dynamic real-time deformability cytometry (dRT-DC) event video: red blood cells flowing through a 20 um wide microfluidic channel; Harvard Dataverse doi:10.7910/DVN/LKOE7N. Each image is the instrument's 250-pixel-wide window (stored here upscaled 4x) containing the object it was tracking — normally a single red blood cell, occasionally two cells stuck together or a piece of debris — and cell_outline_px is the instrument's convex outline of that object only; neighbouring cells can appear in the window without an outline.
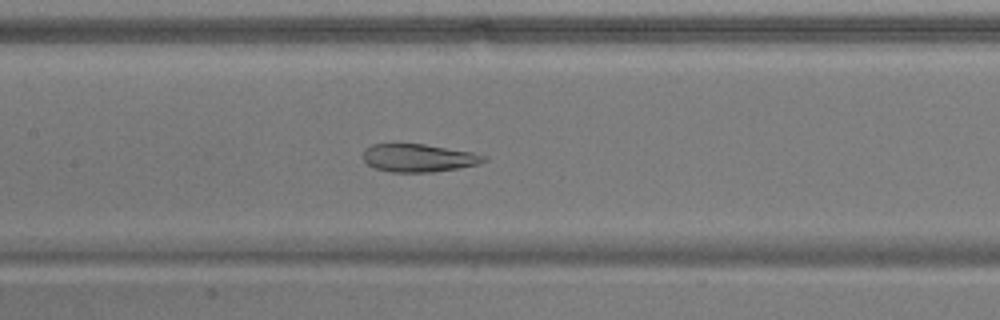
{"species": "common noctule bat (a hibernating species)", "species_latin": "Nyctalus noctula", "temperature_condition": "warm", "stored_images_in_passage": 54, "camera_frame_rate_fps": 3000, "um_per_image_px": 0.085, "animal": {"sex": "male", "body_mass_g": 17.9}, "frame": {"image": 1, "passage_image": 26, "time_ms": 8.333, "image_size_px": [1000, 320], "cell_outline_px": [[488, 160], [480, 164], [432, 172], [392, 172], [376, 168], [368, 164], [364, 160], [364, 148], [372, 144], [396, 140], [424, 144], [472, 152], [488, 156]], "centroid_in_image_um": [35.55, 13.37], "position_along_channel_um": 171.9, "area_um2": 20.35}}
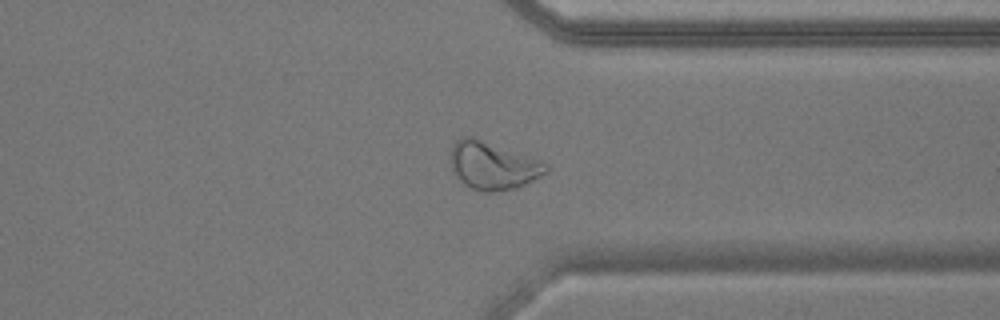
{"frame": {"image": 2, "passage_image": 42, "time_ms": 13.667, "image_size_px": [1000, 320], "cell_outline_px": [[548, 168], [540, 176], [516, 188], [492, 192], [484, 192], [472, 188], [464, 184], [452, 172], [448, 152], [452, 144], [460, 136], [472, 136], [532, 156], [548, 164]], "centroid_in_image_um": [41.83, 14.04], "position_along_channel_um": 369.6, "area_um2": 26.93}}
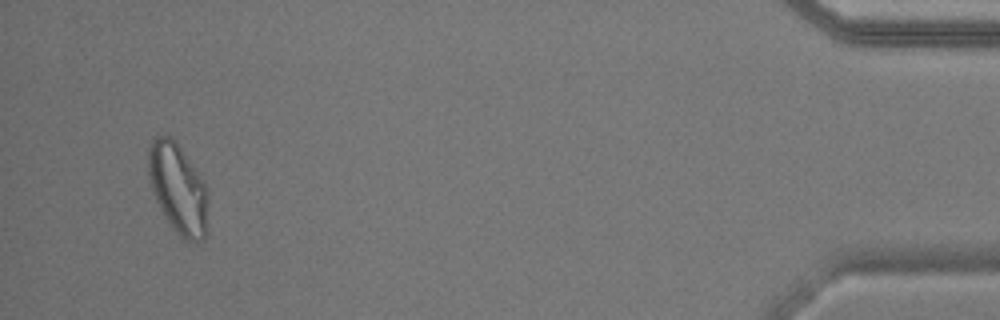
{"frame": {"image": 3, "passage_image": 52, "time_ms": 17.0, "image_size_px": [1000, 320], "cell_outline_px": [[208, 196], [204, 240], [184, 240], [168, 224], [156, 200], [152, 188], [148, 172], [148, 144], [156, 136], [168, 136], [176, 140], [204, 180], [208, 192]], "centroid_in_image_um": [15.12, 15.99], "position_along_channel_um": 420.1, "area_um2": 31.39}, "authors_computed_cell_mechanics": {"area_um2": 27.2816, "velocity_mm_per_s": 3.7307, "shape_relaxation_time_tau1_ms": null, "shape_relaxation_time_tau2_ms": 1.9845, "deformation_change_tau1": null, "deformation_change_tau2": 0.0985}}